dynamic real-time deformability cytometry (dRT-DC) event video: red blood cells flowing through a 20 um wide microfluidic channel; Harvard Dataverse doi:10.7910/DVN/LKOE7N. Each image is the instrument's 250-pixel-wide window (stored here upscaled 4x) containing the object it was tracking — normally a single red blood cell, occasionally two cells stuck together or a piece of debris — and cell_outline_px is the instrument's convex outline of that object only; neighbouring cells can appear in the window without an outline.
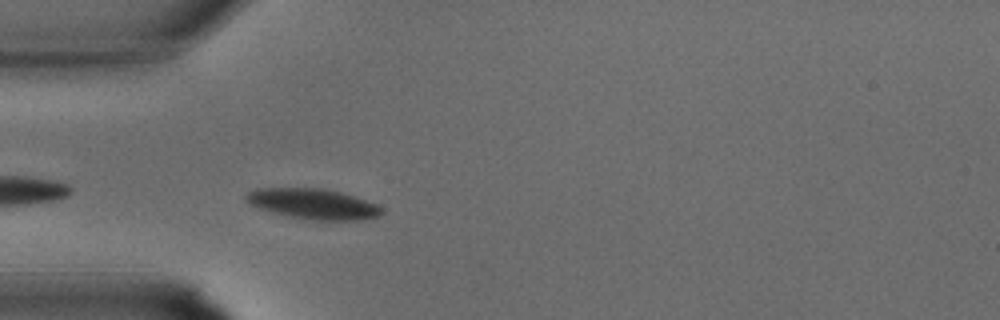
{"species": "common noctule bat (a hibernating species)", "species_latin": "Nyctalus noctula", "temperature_condition": "warm", "stored_images_in_passage": 16, "camera_frame_rate_fps": 3000, "um_per_image_px": 0.085, "animal": {"sex": "male", "body_mass_g": 15.6}, "frame": {"image": 1, "passage_image": 7, "time_ms": 2.0, "image_size_px": [1000, 320], "cell_outline_px": [[384, 212], [376, 216], [356, 220], [312, 220], [272, 212], [260, 208], [252, 204], [244, 196], [248, 192], [256, 188], [328, 188], [376, 204], [384, 208]], "centroid_in_image_um": [26.63, 17.32], "position_along_channel_um": 58.4, "area_um2": 23.64}}
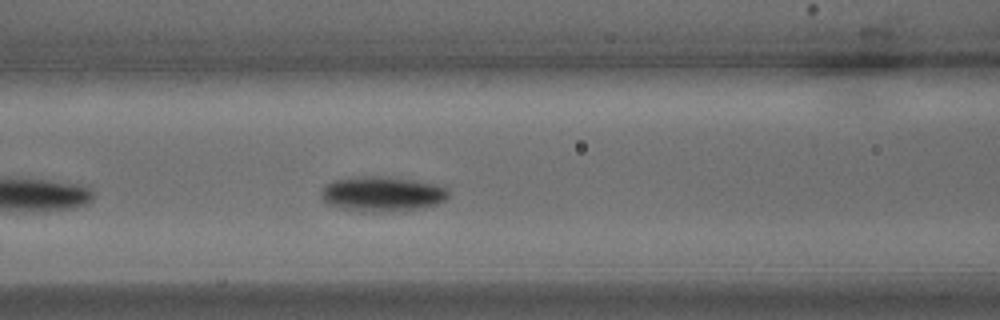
{"frame": {"image": 2, "passage_image": 11, "time_ms": 3.333, "image_size_px": [1000, 320], "cell_outline_px": [[448, 196], [444, 200], [436, 204], [416, 208], [384, 212], [372, 212], [344, 208], [328, 204], [324, 200], [324, 184], [332, 180], [372, 176], [412, 180], [436, 184], [448, 188]], "centroid_in_image_um": [32.51, 16.48], "position_along_channel_um": 134.1, "area_um2": 25.14}}
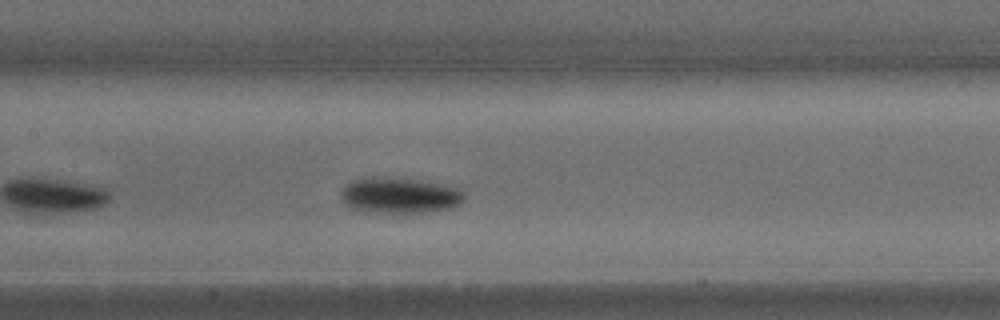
{"frame": {"image": 3, "passage_image": 13, "time_ms": 4.0, "image_size_px": [1000, 320], "cell_outline_px": [[464, 200], [460, 204], [448, 208], [428, 212], [364, 212], [352, 208], [344, 204], [340, 200], [340, 192], [352, 180], [372, 176], [384, 176], [416, 180], [444, 184], [460, 188], [464, 192]], "centroid_in_image_um": [33.94, 16.6], "position_along_channel_um": 173.5, "area_um2": 25.95}}